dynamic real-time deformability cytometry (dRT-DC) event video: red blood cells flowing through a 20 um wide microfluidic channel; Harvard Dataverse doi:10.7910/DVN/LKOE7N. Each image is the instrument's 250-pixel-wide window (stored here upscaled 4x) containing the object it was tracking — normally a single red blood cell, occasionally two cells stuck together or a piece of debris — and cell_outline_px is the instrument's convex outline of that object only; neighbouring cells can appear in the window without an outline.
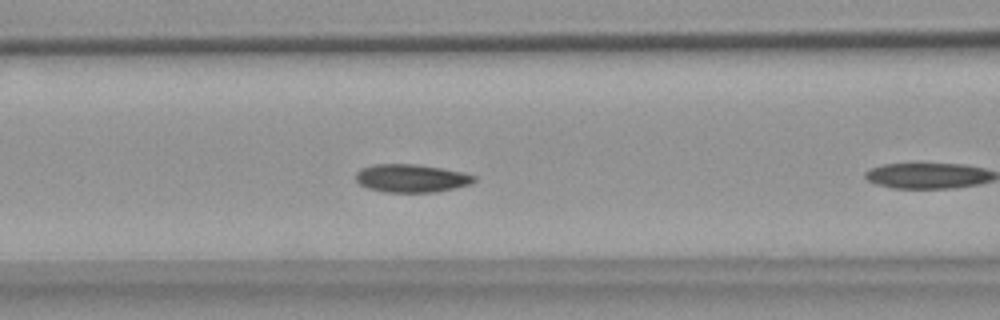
{"species": "common noctule bat (a hibernating species)", "species_latin": "Nyctalus noctula", "temperature_condition": "warm", "stored_images_in_passage": 11, "camera_frame_rate_fps": 3000, "um_per_image_px": 0.085, "animal": {"sex": "female", "body_mass_g": 18.4}, "frame": {"image": 1, "passage_image": 10, "time_ms": 3.0, "image_size_px": [1000, 320], "cell_outline_px": [[476, 180], [472, 184], [456, 188], [436, 192], [384, 192], [368, 188], [360, 184], [356, 180], [356, 172], [360, 168], [372, 164], [416, 164], [464, 172], [476, 176]], "centroid_in_image_um": [34.98, 15.15], "position_along_channel_um": 131.6, "area_um2": 19.54}}